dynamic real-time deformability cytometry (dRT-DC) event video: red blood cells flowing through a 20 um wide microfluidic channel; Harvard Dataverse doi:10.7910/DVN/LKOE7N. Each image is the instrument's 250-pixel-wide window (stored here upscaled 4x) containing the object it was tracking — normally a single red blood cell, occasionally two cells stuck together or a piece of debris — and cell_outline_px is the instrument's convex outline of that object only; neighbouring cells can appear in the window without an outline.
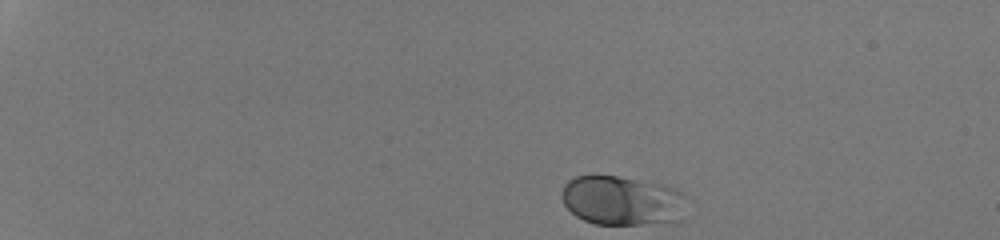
{"species": "human", "species_latin": "Homo sapiens", "temperature_condition": "room temperature", "stored_images_in_passage": 38, "camera_frame_rate_fps": 3000, "um_per_image_px": 0.085, "donor": {"sex": "male"}, "frame": {"image": 1, "passage_image": 1, "time_ms": 0.0, "image_size_px": [1000, 240], "cell_outline_px": [[684, 196], [680, 224], [596, 224], [584, 220], [576, 216], [564, 204], [564, 184], [568, 180], [576, 176], [592, 172], [620, 176], [668, 184], [684, 192]], "centroid_in_image_um": [52.93, 17.02], "position_along_channel_um": 32.1, "area_um2": 37.05}}
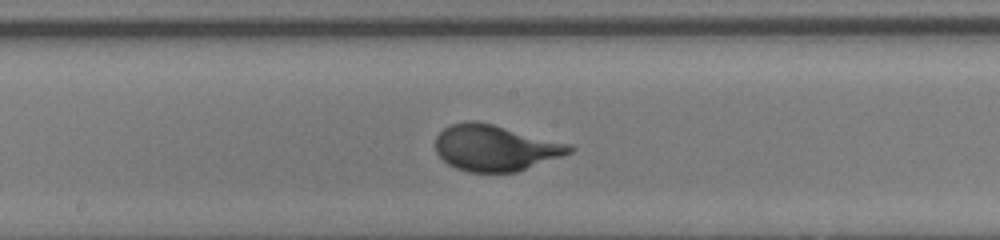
{"frame": {"image": 2, "passage_image": 22, "time_ms": 7.0, "image_size_px": [1000, 240], "cell_outline_px": [[576, 148], [572, 152], [516, 172], [468, 172], [456, 168], [448, 164], [436, 152], [436, 136], [448, 124], [464, 120], [476, 120], [572, 144]], "centroid_in_image_um": [42.08, 12.55], "position_along_channel_um": 206.1, "area_um2": 36.01}}
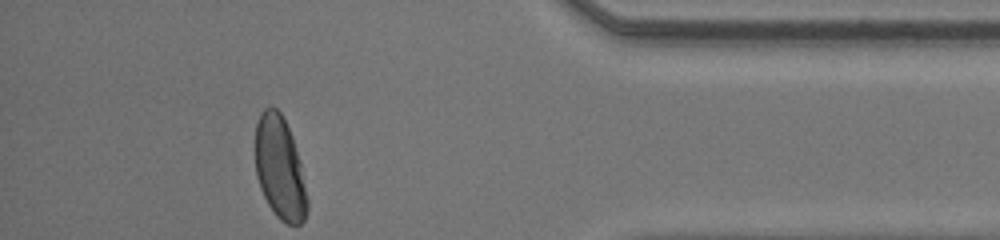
{"frame": {"image": 3, "passage_image": 38, "time_ms": 12.333, "image_size_px": [1000, 240], "cell_outline_px": [[308, 212], [304, 220], [300, 224], [288, 224], [280, 220], [276, 216], [268, 204], [260, 188], [256, 176], [256, 124], [260, 112], [268, 104], [272, 104], [280, 112], [292, 136], [300, 164], [308, 200]], "centroid_in_image_um": [23.78, 14.28], "position_along_channel_um": 411.4, "area_um2": 31.1}, "authors_computed_cell_mechanics": {"area_um2": 35.4603, "velocity_mm_per_s": 4.2896, "shape_relaxation_time_tau1_ms": 2.869, "shape_relaxation_time_tau2_ms": null, "deformation_change_tau1": 0.1792, "deformation_change_tau2": null}}